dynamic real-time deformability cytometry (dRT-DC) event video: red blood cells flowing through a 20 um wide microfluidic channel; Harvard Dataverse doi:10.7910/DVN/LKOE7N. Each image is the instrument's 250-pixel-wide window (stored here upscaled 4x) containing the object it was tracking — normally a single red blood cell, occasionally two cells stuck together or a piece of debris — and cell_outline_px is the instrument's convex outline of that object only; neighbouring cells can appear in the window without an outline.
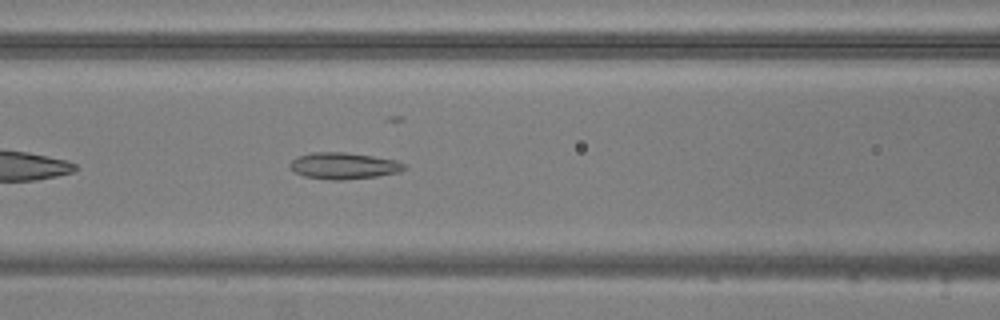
{"species": "common noctule bat (a hibernating species)", "species_latin": "Nyctalus noctula", "temperature_condition": "warm", "stored_images_in_passage": 40, "camera_frame_rate_fps": 3000, "um_per_image_px": 0.085, "animal": {"sex": "male", "body_mass_g": 20.5, "forearm_length_mm": 52.5}, "frame": {"image": 1, "passage_image": 9, "time_ms": 2.667, "image_size_px": [1000, 320], "cell_outline_px": [[404, 168], [400, 172], [376, 176], [344, 180], [332, 180], [304, 176], [296, 172], [288, 164], [292, 160], [300, 156], [312, 152], [344, 152], [372, 156], [396, 160], [404, 164]], "centroid_in_image_um": [29.21, 14.09], "position_along_channel_um": 137.4, "area_um2": 17.4}}
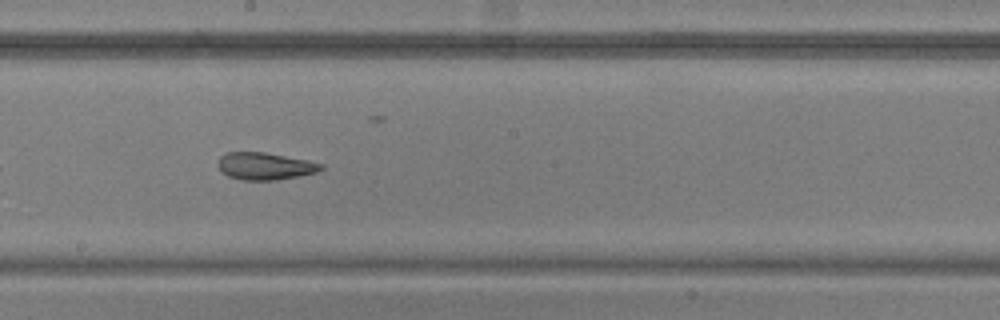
{"frame": {"image": 2, "passage_image": 16, "time_ms": 5.0, "image_size_px": [1000, 320], "cell_outline_px": [[324, 168], [316, 172], [276, 180], [240, 180], [228, 176], [220, 172], [220, 156], [228, 152], [264, 152], [308, 160], [324, 164]], "centroid_in_image_um": [22.53, 14.12], "position_along_channel_um": 225.7, "area_um2": 16.24}}
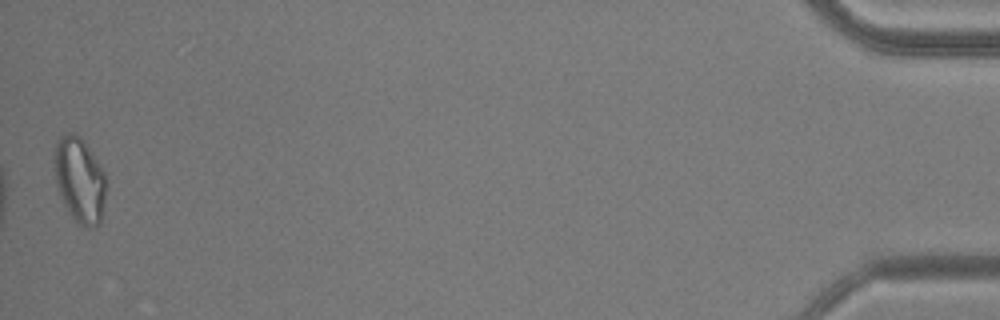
{"frame": {"image": 3, "passage_image": 40, "time_ms": 13.0, "image_size_px": [1000, 320], "cell_outline_px": [[104, 200], [100, 224], [96, 228], [88, 228], [80, 224], [68, 212], [60, 196], [56, 184], [56, 140], [60, 136], [68, 132], [72, 132], [80, 136], [84, 140], [104, 172]], "centroid_in_image_um": [6.77, 15.3], "position_along_channel_um": 428.4, "area_um2": 25.26}, "authors_computed_cell_mechanics": {"area_um2": 18.3226, "velocity_mm_per_s": 3.7856, "shape_relaxation_time_tau1_ms": null, "shape_relaxation_time_tau2_ms": 2.6046, "deformation_change_tau1": null, "deformation_change_tau2": 0.1108}}